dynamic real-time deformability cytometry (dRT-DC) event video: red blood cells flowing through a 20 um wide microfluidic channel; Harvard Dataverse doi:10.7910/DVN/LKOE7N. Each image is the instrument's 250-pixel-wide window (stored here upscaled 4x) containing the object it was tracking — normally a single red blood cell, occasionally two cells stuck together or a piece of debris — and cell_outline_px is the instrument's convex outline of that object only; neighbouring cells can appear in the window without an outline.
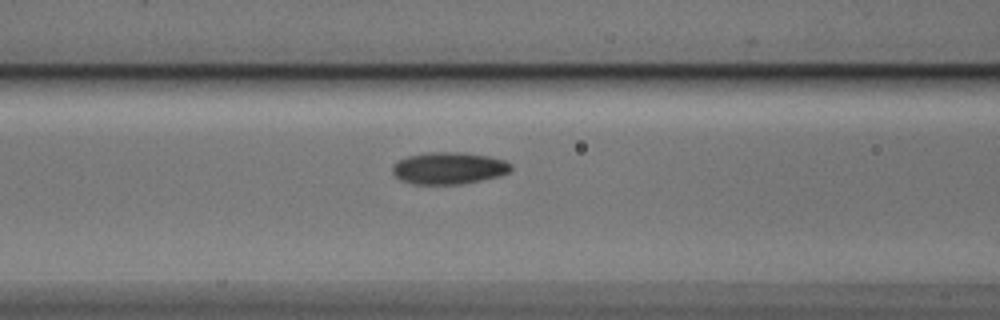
{"species": "Egyptian fruit bat (a non-hibernating species)", "species_latin": "Rousettus aegyptiacus", "temperature_condition": "cold", "stored_images_in_passage": 18, "camera_frame_rate_fps": 3000, "um_per_image_px": 0.085, "animal": {"sex": "male"}, "frame": {"image": 1, "passage_image": 13, "time_ms": 4.0, "image_size_px": [1000, 320], "cell_outline_px": [[512, 168], [508, 172], [500, 176], [460, 184], [416, 184], [400, 180], [392, 172], [392, 164], [396, 160], [408, 156], [424, 152], [464, 152], [488, 156], [504, 160], [512, 164]], "centroid_in_image_um": [38.12, 14.28], "position_along_channel_um": 128.5, "area_um2": 22.25}}
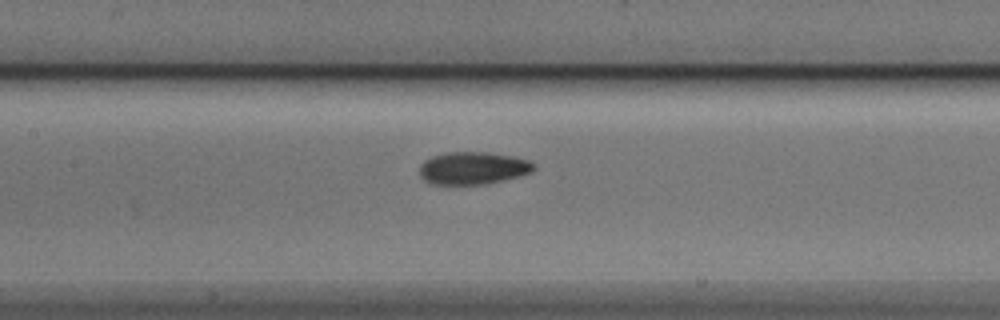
{"frame": {"image": 2, "passage_image": 16, "time_ms": 5.0, "image_size_px": [1000, 320], "cell_outline_px": [[536, 168], [532, 172], [500, 180], [480, 184], [432, 184], [424, 180], [420, 176], [420, 164], [424, 160], [432, 156], [448, 152], [488, 152], [512, 156], [528, 160], [536, 164]], "centroid_in_image_um": [40.18, 14.27], "position_along_channel_um": 167.2, "area_um2": 21.5}}